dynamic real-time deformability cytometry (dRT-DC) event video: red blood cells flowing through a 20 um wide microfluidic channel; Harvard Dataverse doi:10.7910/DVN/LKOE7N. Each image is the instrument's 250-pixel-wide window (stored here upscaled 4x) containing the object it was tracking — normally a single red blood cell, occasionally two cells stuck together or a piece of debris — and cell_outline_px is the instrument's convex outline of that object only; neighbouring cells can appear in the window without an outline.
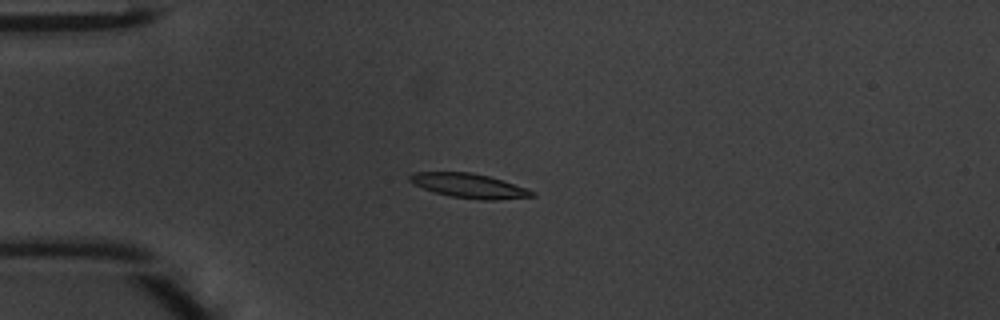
{"species": "common noctule bat (a hibernating species)", "species_latin": "Nyctalus noctula", "temperature_condition": "warm", "stored_images_in_passage": 47, "camera_frame_rate_fps": 3000, "um_per_image_px": 0.085, "animal": {"sex": "male", "body_mass_g": 20.1, "forearm_length_mm": 53.5}, "frame": {"image": 1, "passage_image": 12, "time_ms": 3.667, "image_size_px": [1000, 320], "cell_outline_px": [[536, 196], [496, 200], [480, 200], [448, 196], [424, 188], [408, 180], [408, 176], [412, 172], [472, 172], [488, 176], [536, 192]], "centroid_in_image_um": [39.86, 15.79], "position_along_channel_um": 45.1, "area_um2": 17.17}}
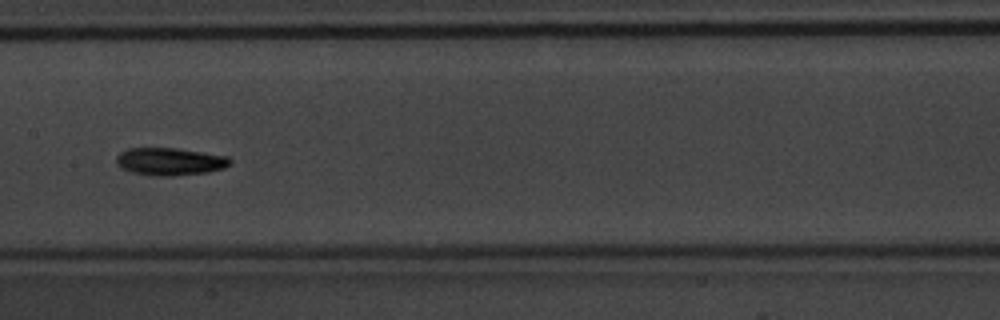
{"frame": {"image": 2, "passage_image": 24, "time_ms": 7.667, "image_size_px": [1000, 320], "cell_outline_px": [[232, 164], [224, 168], [208, 172], [172, 176], [156, 176], [132, 172], [120, 168], [116, 164], [116, 156], [120, 152], [128, 148], [176, 148], [228, 156], [232, 160]], "centroid_in_image_um": [14.44, 13.73], "position_along_channel_um": 193.0, "area_um2": 18.44}}
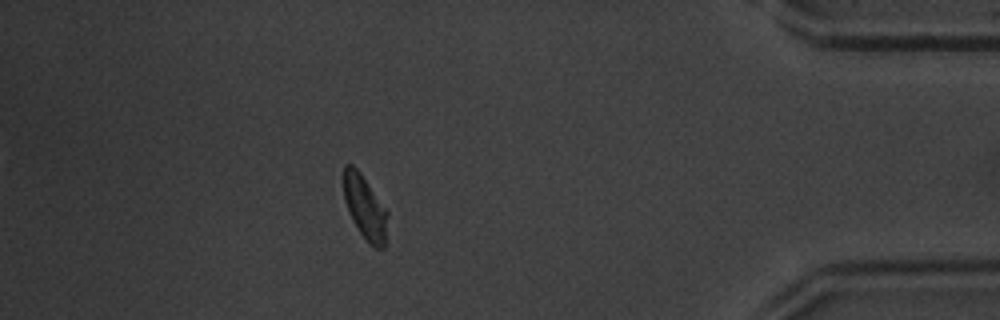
{"frame": {"image": 3, "passage_image": 42, "time_ms": 13.667, "image_size_px": [1000, 320], "cell_outline_px": [[388, 216], [384, 248], [376, 248], [360, 232], [352, 220], [348, 212], [344, 200], [344, 164], [352, 164], [360, 172], [388, 212]], "centroid_in_image_um": [31.01, 17.6], "position_along_channel_um": 404.2, "area_um2": 16.01}, "authors_computed_cell_mechanics": {"area_um2": 16.762, "velocity_mm_per_s": 4.215, "shape_relaxation_time_tau1_ms": 2.274, "shape_relaxation_time_tau2_ms": null, "deformation_change_tau1": 0.1464, "deformation_change_tau2": null}}